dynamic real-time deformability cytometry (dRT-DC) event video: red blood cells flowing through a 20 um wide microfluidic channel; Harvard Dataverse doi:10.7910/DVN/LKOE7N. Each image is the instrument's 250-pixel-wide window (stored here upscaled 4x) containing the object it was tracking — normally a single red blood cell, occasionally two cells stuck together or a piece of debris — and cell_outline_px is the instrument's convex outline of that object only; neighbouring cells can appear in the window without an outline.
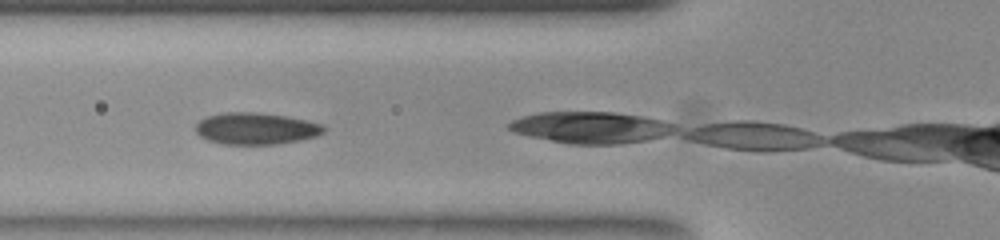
{"species": "common noctule bat (a hibernating species)", "species_latin": "Nyctalus noctula", "temperature_condition": "room temperature", "stored_images_in_passage": 5, "camera_frame_rate_fps": 3000, "um_per_image_px": 0.085, "animal": {"sex": "female", "body_mass_g": 23.0, "forearm_length_mm": 53.4}, "frame": {"image": 1, "passage_image": 3, "time_ms": 0.667, "image_size_px": [1000, 240], "cell_outline_px": [[324, 132], [316, 136], [300, 140], [272, 144], [224, 144], [208, 140], [200, 136], [196, 132], [196, 124], [200, 120], [208, 116], [224, 112], [252, 112], [284, 116], [324, 124]], "centroid_in_image_um": [21.74, 10.93], "position_along_channel_um": 104.1, "area_um2": 23.41}}